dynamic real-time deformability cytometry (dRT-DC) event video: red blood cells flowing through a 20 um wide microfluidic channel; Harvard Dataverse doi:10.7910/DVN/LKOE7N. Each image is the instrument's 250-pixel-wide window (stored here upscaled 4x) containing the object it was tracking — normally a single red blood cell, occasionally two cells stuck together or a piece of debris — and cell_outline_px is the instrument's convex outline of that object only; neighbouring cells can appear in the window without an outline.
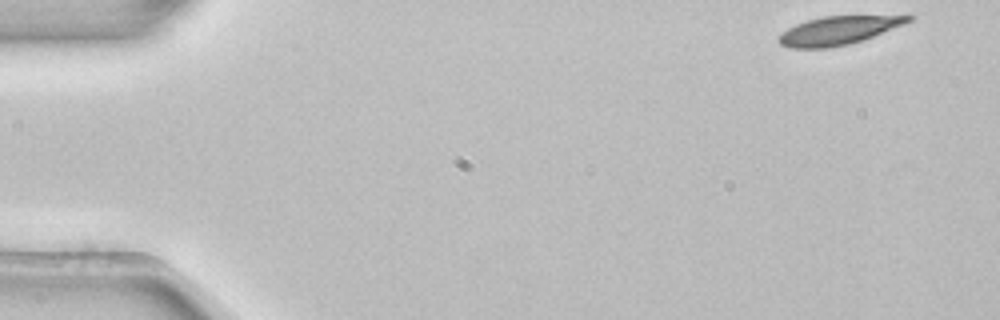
{"species": "common noctule bat (a hibernating species)", "species_latin": "Nyctalus noctula", "temperature_condition": "room temperature", "stored_images_in_passage": 51, "camera_frame_rate_fps": 3000, "um_per_image_px": 0.085, "animal": {"sex": "female", "body_mass_g": 22.7, "forearm_length_mm": 54.2}, "frame": {"image": 1, "passage_image": 1, "time_ms": 0.0, "image_size_px": [1000, 320], "cell_outline_px": [[916, 16], [912, 20], [872, 36], [848, 44], [828, 48], [788, 48], [780, 44], [776, 40], [780, 32], [796, 24], [808, 20], [824, 16]], "centroid_in_image_um": [71.14, 2.6], "position_along_channel_um": 13.9, "area_um2": 21.04}}
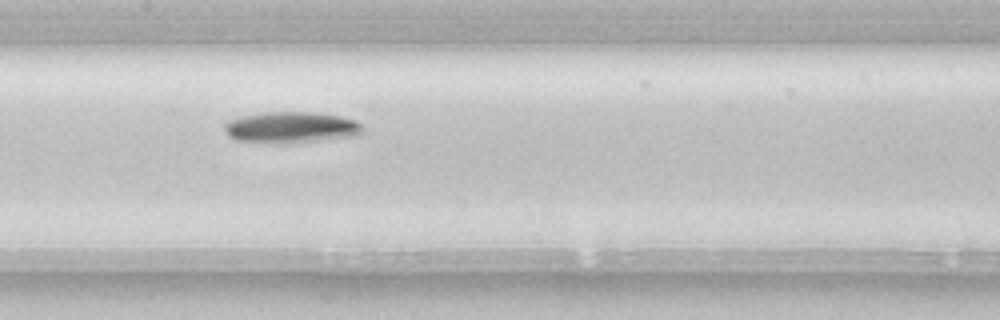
{"frame": {"image": 2, "passage_image": 24, "time_ms": 7.667, "image_size_px": [1000, 320], "cell_outline_px": [[364, 128], [356, 136], [292, 144], [272, 144], [236, 140], [228, 136], [224, 132], [224, 124], [228, 120], [240, 116], [264, 112], [312, 112], [340, 116], [356, 120]], "centroid_in_image_um": [24.7, 10.85], "position_along_channel_um": 182.7, "area_um2": 25.72}}
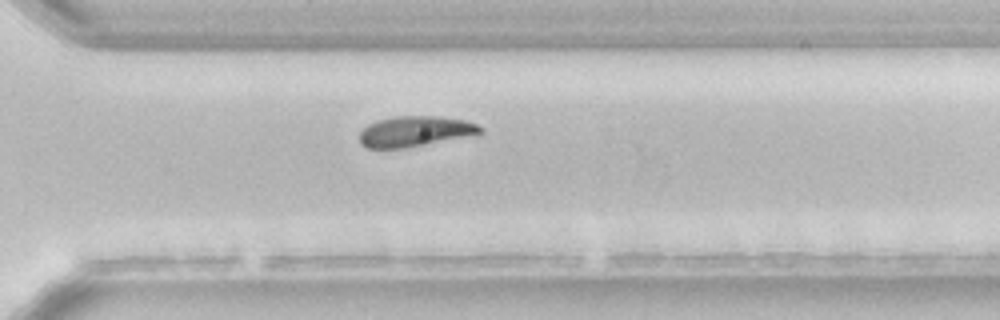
{"frame": {"image": 3, "passage_image": 36, "time_ms": 11.667, "image_size_px": [1000, 320], "cell_outline_px": [[484, 132], [480, 136], [404, 148], [368, 148], [360, 144], [360, 132], [368, 124], [376, 120], [396, 116], [440, 116], [464, 120], [476, 124], [484, 128]], "centroid_in_image_um": [35.38, 11.18], "position_along_channel_um": 335.2, "area_um2": 22.08}, "authors_computed_cell_mechanics": {"area_um2": 22.831, "velocity_mm_per_s": 3.8322, "shape_relaxation_time_tau1_ms": 2.5538, "shape_relaxation_time_tau2_ms": null, "deformation_change_tau1": 0.1276, "deformation_change_tau2": null}}